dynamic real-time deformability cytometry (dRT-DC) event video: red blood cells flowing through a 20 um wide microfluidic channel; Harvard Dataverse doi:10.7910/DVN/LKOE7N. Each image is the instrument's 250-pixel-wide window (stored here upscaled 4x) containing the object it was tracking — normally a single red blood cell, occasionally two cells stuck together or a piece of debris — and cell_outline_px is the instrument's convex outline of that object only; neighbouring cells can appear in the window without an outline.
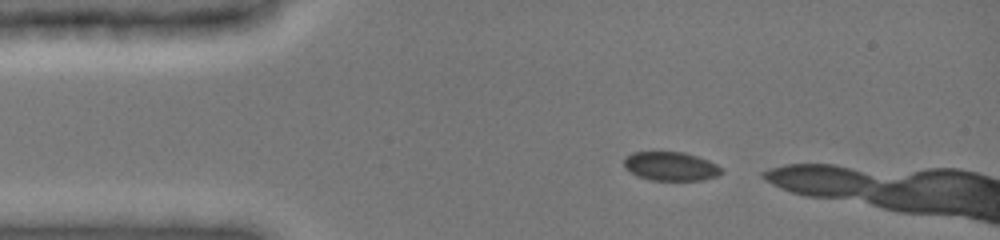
{"species": "common noctule bat (a hibernating species)", "species_latin": "Nyctalus noctula", "temperature_condition": "cold", "stored_images_in_passage": 4, "camera_frame_rate_fps": 3000, "um_per_image_px": 0.085, "animal": {"sex": "female", "body_mass_g": 19.0, "forearm_length_mm": 51.5}, "frame": {"image": 1, "passage_image": 1, "time_ms": 0.0, "image_size_px": [1000, 240], "cell_outline_px": [[724, 172], [716, 176], [704, 180], [648, 180], [624, 168], [624, 160], [632, 152], [684, 152], [708, 160], [724, 168]], "centroid_in_image_um": [57.05, 14.14], "position_along_channel_um": 27.9, "area_um2": 16.36}}